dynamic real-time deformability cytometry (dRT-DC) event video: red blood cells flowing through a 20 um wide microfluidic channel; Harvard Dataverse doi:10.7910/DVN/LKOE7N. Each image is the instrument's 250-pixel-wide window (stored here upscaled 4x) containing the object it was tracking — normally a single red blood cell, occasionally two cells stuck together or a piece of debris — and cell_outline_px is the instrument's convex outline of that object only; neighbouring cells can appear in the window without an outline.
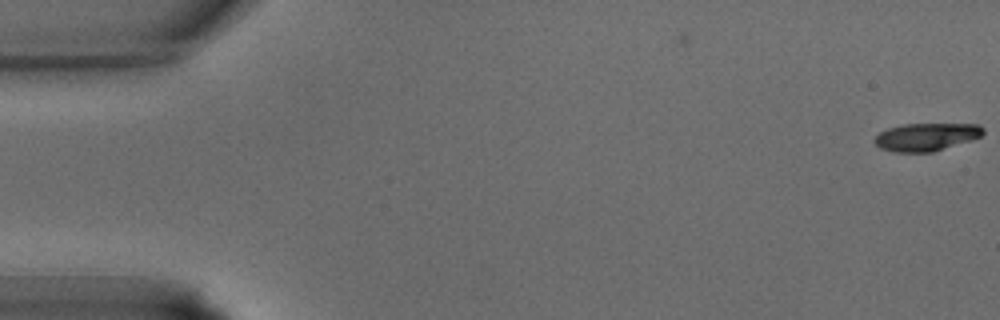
{"species": "common noctule bat (a hibernating species)", "species_latin": "Nyctalus noctula", "temperature_condition": "warm", "stored_images_in_passage": 3, "camera_frame_rate_fps": 3000, "um_per_image_px": 0.085, "animal": {"sex": "male", "body_mass_g": 15.6}, "frame": {"image": 1, "passage_image": 3, "time_ms": 0.667, "image_size_px": [1000, 320], "cell_outline_px": [[984, 132], [980, 136], [932, 152], [896, 152], [880, 148], [872, 140], [880, 132], [888, 128], [904, 124], [980, 124], [984, 128]], "centroid_in_image_um": [78.7, 11.63], "position_along_channel_um": 6.3, "area_um2": 17.34}}